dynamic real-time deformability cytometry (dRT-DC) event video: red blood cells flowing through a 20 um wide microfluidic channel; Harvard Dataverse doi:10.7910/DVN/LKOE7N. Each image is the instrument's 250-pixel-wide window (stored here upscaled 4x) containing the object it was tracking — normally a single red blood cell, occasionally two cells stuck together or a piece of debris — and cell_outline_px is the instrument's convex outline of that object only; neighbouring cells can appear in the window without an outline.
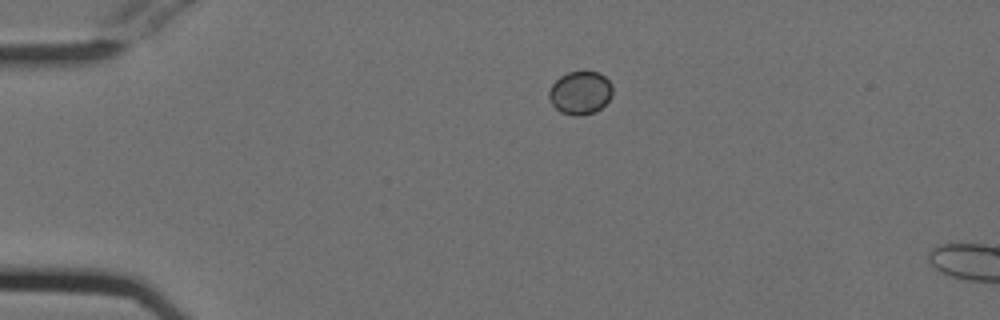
{"species": "Egyptian fruit bat (a non-hibernating species)", "species_latin": "Rousettus aegyptiacus", "temperature_condition": "cold", "stored_images_in_passage": 4, "camera_frame_rate_fps": 3000, "um_per_image_px": 0.085, "animal": {"sex": "female"}, "frame": {"image": 1, "passage_image": 1, "time_ms": 0.0, "image_size_px": [1000, 320], "cell_outline_px": [[612, 96], [596, 112], [580, 116], [572, 116], [560, 112], [552, 104], [548, 96], [548, 92], [552, 84], [560, 76], [568, 72], [600, 72], [612, 84]], "centroid_in_image_um": [49.31, 7.9], "position_along_channel_um": 35.7, "area_um2": 16.07}}